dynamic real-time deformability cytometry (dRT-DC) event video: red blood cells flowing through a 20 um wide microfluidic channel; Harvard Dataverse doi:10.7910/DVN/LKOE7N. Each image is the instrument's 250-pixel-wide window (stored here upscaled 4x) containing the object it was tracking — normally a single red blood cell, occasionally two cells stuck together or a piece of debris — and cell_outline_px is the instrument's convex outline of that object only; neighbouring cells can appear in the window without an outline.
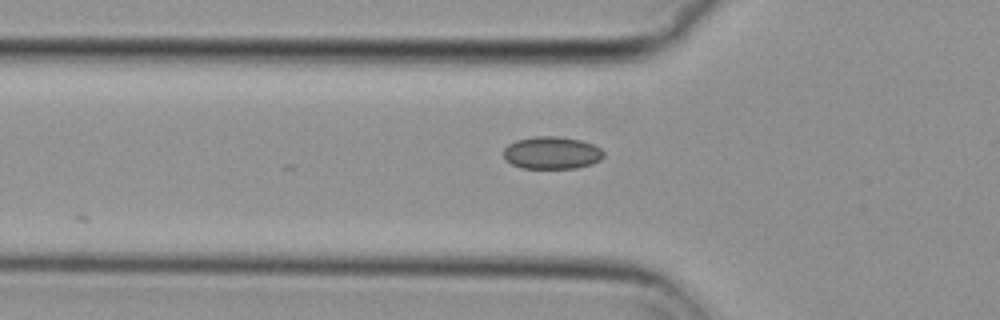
{"species": "common noctule bat (a hibernating species)", "species_latin": "Nyctalus noctula", "temperature_condition": "cold", "stored_images_in_passage": 13, "camera_frame_rate_fps": 3000, "um_per_image_px": 0.085, "animal": {"sex": "female", "body_mass_g": 29.2, "forearm_length_mm": 56.3}, "frame": {"image": 1, "passage_image": 4, "time_ms": 1.0, "image_size_px": [1000, 320], "cell_outline_px": [[604, 156], [600, 160], [592, 164], [576, 168], [520, 168], [504, 160], [504, 148], [508, 144], [516, 140], [532, 136], [556, 136], [580, 140], [592, 144], [600, 148], [604, 152]], "centroid_in_image_um": [46.88, 12.99], "position_along_channel_um": 78.9, "area_um2": 19.07}}
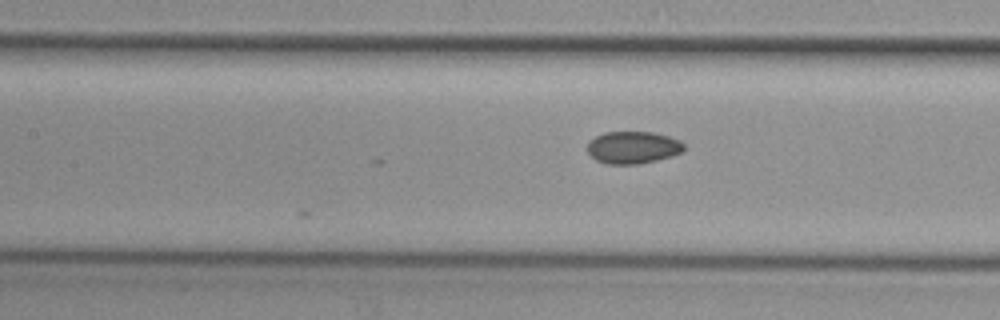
{"frame": {"image": 2, "passage_image": 10, "time_ms": 3.0, "image_size_px": [1000, 320], "cell_outline_px": [[684, 148], [680, 152], [672, 156], [656, 160], [636, 164], [608, 164], [596, 160], [588, 152], [588, 140], [604, 132], [656, 132], [680, 140], [684, 144]], "centroid_in_image_um": [53.79, 12.52], "position_along_channel_um": 153.6, "area_um2": 18.15}}
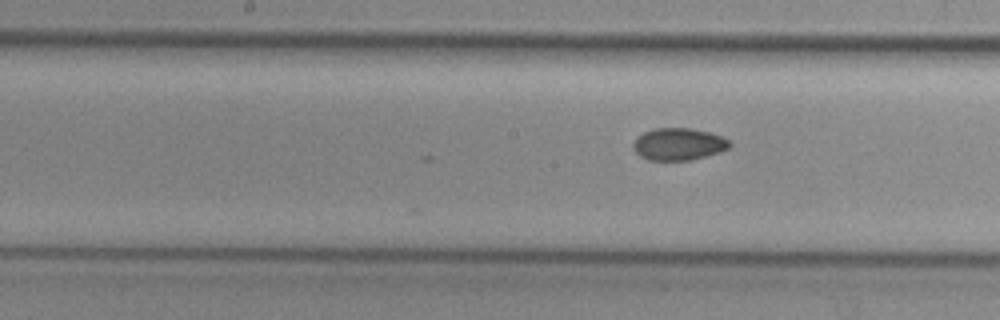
{"frame": {"image": 3, "passage_image": 13, "time_ms": 4.0, "image_size_px": [1000, 320], "cell_outline_px": [[732, 144], [728, 148], [720, 152], [688, 160], [648, 160], [640, 156], [636, 152], [632, 144], [644, 132], [656, 128], [692, 128], [712, 132], [728, 140]], "centroid_in_image_um": [57.7, 12.24], "position_along_channel_um": 190.5, "area_um2": 17.92}}